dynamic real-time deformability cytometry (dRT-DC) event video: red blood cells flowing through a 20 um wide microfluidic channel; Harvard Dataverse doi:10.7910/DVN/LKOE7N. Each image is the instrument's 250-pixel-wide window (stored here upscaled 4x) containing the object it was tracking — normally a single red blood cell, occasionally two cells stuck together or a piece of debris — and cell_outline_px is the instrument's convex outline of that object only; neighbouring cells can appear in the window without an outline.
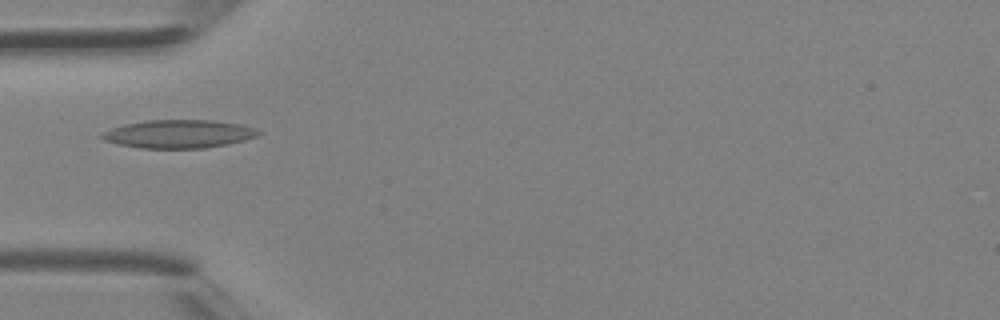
{"species": "Egyptian fruit bat (a non-hibernating species)", "species_latin": "Rousettus aegyptiacus", "temperature_condition": "room temperature", "stored_images_in_passage": 4, "camera_frame_rate_fps": 3000, "um_per_image_px": 0.085, "animal": {"sex": "female"}, "frame": {"image": 1, "passage_image": 4, "time_ms": 1.0, "image_size_px": [1000, 320], "cell_outline_px": [[260, 132], [256, 136], [244, 140], [228, 144], [204, 148], [140, 148], [120, 144], [104, 140], [100, 136], [100, 132], [124, 124], [144, 120], [212, 120], [240, 124], [256, 128]], "centroid_in_image_um": [15.17, 11.38], "position_along_channel_um": 69.8, "area_um2": 25.72}}